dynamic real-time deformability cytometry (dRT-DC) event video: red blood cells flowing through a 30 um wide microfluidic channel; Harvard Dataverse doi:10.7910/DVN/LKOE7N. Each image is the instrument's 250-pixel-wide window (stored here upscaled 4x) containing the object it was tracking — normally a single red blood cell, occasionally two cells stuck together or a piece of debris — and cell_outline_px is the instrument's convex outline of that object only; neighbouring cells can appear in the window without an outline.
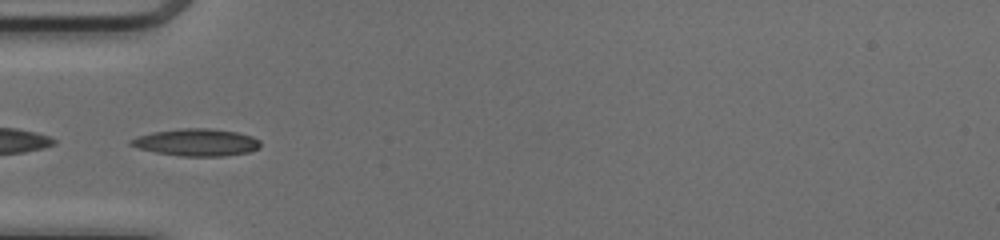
{"species": "common noctule bat (a hibernating species)", "species_latin": "Nyctalus noctula", "temperature_condition": "cold", "stored_images_in_passage": 37, "camera_frame_rate_fps": 3000, "um_per_image_px": 0.085, "animal": {"sex": "female", "body_mass_g": 17.0, "forearm_length_mm": 48.0}, "frame": {"image": 1, "passage_image": 5, "time_ms": 1.333, "image_size_px": [1000, 240], "cell_outline_px": [[260, 148], [248, 152], [224, 156], [180, 156], [156, 152], [140, 148], [128, 144], [128, 140], [136, 136], [152, 132], [180, 128], [208, 128], [236, 132], [252, 136], [260, 140]], "centroid_in_image_um": [16.69, 12.09], "position_along_channel_um": 68.3, "area_um2": 20.58}}
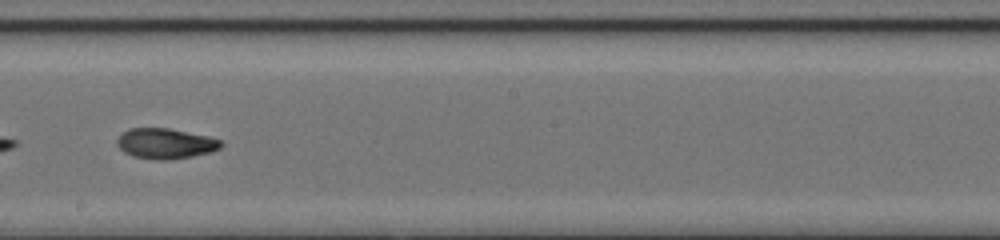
{"frame": {"image": 2, "passage_image": 17, "time_ms": 5.333, "image_size_px": [1000, 240], "cell_outline_px": [[224, 144], [220, 148], [212, 152], [192, 156], [168, 160], [156, 160], [132, 156], [124, 152], [116, 144], [116, 140], [120, 132], [128, 128], [168, 128], [208, 136], [220, 140]], "centroid_in_image_um": [14.03, 12.2], "position_along_channel_um": 234.2, "area_um2": 18.61}}
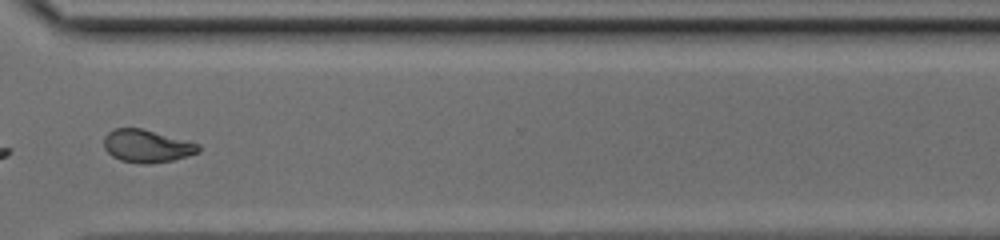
{"frame": {"image": 3, "passage_image": 26, "time_ms": 8.333, "image_size_px": [1000, 240], "cell_outline_px": [[200, 152], [172, 160], [144, 164], [140, 164], [120, 160], [112, 156], [104, 148], [104, 136], [108, 132], [116, 128], [140, 128], [200, 144]], "centroid_in_image_um": [12.46, 12.42], "position_along_channel_um": 358.1, "area_um2": 17.86}, "authors_computed_cell_mechanics": {"area_um2": 18.7272, "velocity_mm_per_s": 4.1367, "shape_relaxation_time_tau1_ms": 6.3633, "shape_relaxation_time_tau2_ms": 2.9955, "deformation_change_tau1": 0.1937, "deformation_change_tau2": 0.0851}}